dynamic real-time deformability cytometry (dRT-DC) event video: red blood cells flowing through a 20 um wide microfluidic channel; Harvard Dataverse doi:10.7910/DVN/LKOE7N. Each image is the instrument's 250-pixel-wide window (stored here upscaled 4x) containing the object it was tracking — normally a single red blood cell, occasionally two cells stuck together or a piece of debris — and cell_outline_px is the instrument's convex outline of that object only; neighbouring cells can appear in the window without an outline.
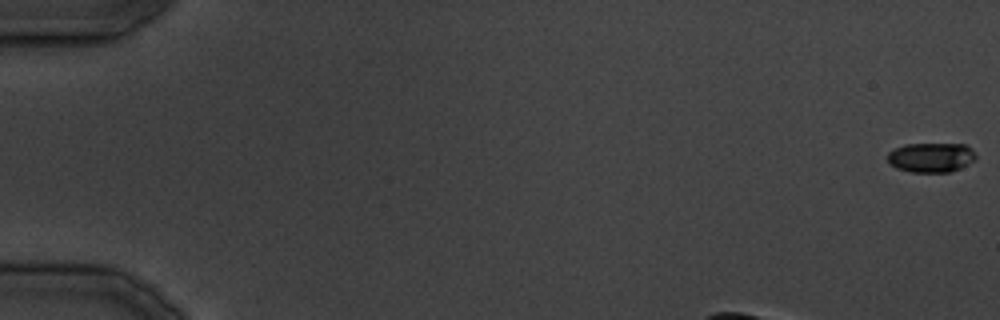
{"species": "common noctule bat (a hibernating species)", "species_latin": "Nyctalus noctula", "temperature_condition": "cold", "stored_images_in_passage": 15, "camera_frame_rate_fps": 3000, "um_per_image_px": 0.085, "animal": {"sex": "male", "body_mass_g": 19.5, "forearm_length_mm": 54.6}, "frame": {"image": 1, "passage_image": 1, "time_ms": 0.0, "image_size_px": [1000, 320], "cell_outline_px": [[976, 160], [960, 168], [948, 172], [912, 172], [896, 168], [888, 160], [888, 152], [904, 144], [964, 144], [972, 148], [976, 156]], "centroid_in_image_um": [79.17, 13.38], "position_along_channel_um": 5.8, "area_um2": 15.2}}